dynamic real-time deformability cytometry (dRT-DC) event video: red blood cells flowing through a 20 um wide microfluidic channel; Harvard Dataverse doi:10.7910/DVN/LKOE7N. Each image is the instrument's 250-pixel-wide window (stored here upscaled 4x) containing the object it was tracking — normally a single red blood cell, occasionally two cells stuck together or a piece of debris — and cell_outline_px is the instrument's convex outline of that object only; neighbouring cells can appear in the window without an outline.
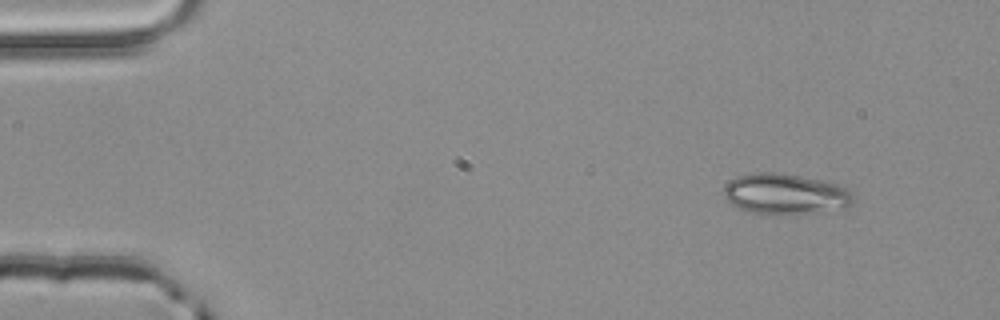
{"species": "common noctule bat (a hibernating species)", "species_latin": "Nyctalus noctula", "temperature_condition": "room temperature", "stored_images_in_passage": 3, "camera_frame_rate_fps": 3000, "um_per_image_px": 0.085, "animal": {"sex": "male", "body_mass_g": 20.4}, "frame": {"image": 1, "passage_image": 1, "time_ms": 0.0, "image_size_px": [1000, 320], "cell_outline_px": [[852, 204], [844, 208], [808, 212], [756, 212], [740, 208], [732, 204], [724, 196], [724, 188], [732, 180], [740, 176], [760, 172], [772, 172], [800, 176], [820, 180], [836, 184], [848, 188], [852, 196]], "centroid_in_image_um": [66.77, 16.45], "position_along_channel_um": 18.2, "area_um2": 29.3}}